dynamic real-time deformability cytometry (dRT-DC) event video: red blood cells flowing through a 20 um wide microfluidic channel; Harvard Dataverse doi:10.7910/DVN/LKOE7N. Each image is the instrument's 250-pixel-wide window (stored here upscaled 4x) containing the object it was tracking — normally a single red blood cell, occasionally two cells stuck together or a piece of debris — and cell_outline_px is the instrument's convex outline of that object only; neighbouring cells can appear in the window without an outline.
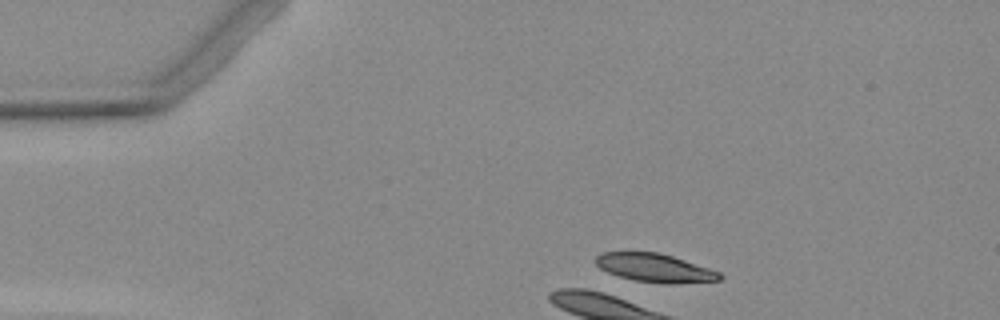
{"species": "Egyptian fruit bat (a non-hibernating species)", "species_latin": "Rousettus aegyptiacus", "temperature_condition": "warm", "stored_images_in_passage": 4, "camera_frame_rate_fps": 3000, "um_per_image_px": 0.085, "animal": {"sex": "female"}, "frame": {"image": 1, "passage_image": 2, "time_ms": 1.333, "image_size_px": [1000, 320], "cell_outline_px": [[724, 276], [720, 280], [676, 284], [664, 284], [636, 280], [620, 276], [608, 272], [600, 268], [596, 264], [596, 256], [600, 252], [660, 252], [720, 272]], "centroid_in_image_um": [55.68, 22.77], "position_along_channel_um": 29.3, "area_um2": 20.46}}